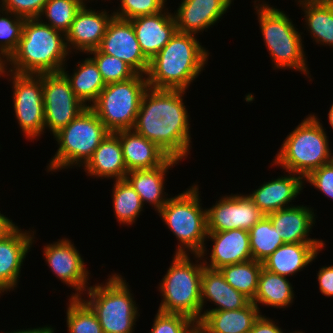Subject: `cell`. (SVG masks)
Masks as SVG:
<instances>
[{"mask_svg": "<svg viewBox=\"0 0 333 333\" xmlns=\"http://www.w3.org/2000/svg\"><path fill=\"white\" fill-rule=\"evenodd\" d=\"M294 290L288 278L267 271L262 267L259 276L258 289L252 302L276 309L288 308L293 303Z\"/></svg>", "mask_w": 333, "mask_h": 333, "instance_id": "f546056e", "label": "cell"}, {"mask_svg": "<svg viewBox=\"0 0 333 333\" xmlns=\"http://www.w3.org/2000/svg\"><path fill=\"white\" fill-rule=\"evenodd\" d=\"M25 19L10 11L0 10V58L7 61L17 50Z\"/></svg>", "mask_w": 333, "mask_h": 333, "instance_id": "8d00e7d4", "label": "cell"}, {"mask_svg": "<svg viewBox=\"0 0 333 333\" xmlns=\"http://www.w3.org/2000/svg\"><path fill=\"white\" fill-rule=\"evenodd\" d=\"M45 129L56 134L87 106L74 94L62 72L42 74Z\"/></svg>", "mask_w": 333, "mask_h": 333, "instance_id": "7c38bea8", "label": "cell"}, {"mask_svg": "<svg viewBox=\"0 0 333 333\" xmlns=\"http://www.w3.org/2000/svg\"><path fill=\"white\" fill-rule=\"evenodd\" d=\"M126 283L118 273L109 275L106 282L95 283L80 297L95 313L104 333H134L139 310L136 300Z\"/></svg>", "mask_w": 333, "mask_h": 333, "instance_id": "ba28073f", "label": "cell"}, {"mask_svg": "<svg viewBox=\"0 0 333 333\" xmlns=\"http://www.w3.org/2000/svg\"><path fill=\"white\" fill-rule=\"evenodd\" d=\"M70 54L64 33L39 18H27L18 48L6 61L7 71L33 75L58 73L67 66Z\"/></svg>", "mask_w": 333, "mask_h": 333, "instance_id": "3957f363", "label": "cell"}, {"mask_svg": "<svg viewBox=\"0 0 333 333\" xmlns=\"http://www.w3.org/2000/svg\"><path fill=\"white\" fill-rule=\"evenodd\" d=\"M109 133L96 113L90 107L85 108L53 135L59 146L46 166L47 172L83 167Z\"/></svg>", "mask_w": 333, "mask_h": 333, "instance_id": "9c48e42d", "label": "cell"}, {"mask_svg": "<svg viewBox=\"0 0 333 333\" xmlns=\"http://www.w3.org/2000/svg\"><path fill=\"white\" fill-rule=\"evenodd\" d=\"M48 0H1L2 9L23 18H38Z\"/></svg>", "mask_w": 333, "mask_h": 333, "instance_id": "60d3db41", "label": "cell"}, {"mask_svg": "<svg viewBox=\"0 0 333 333\" xmlns=\"http://www.w3.org/2000/svg\"><path fill=\"white\" fill-rule=\"evenodd\" d=\"M87 176L113 180L125 179L127 168L119 138L109 133L83 166Z\"/></svg>", "mask_w": 333, "mask_h": 333, "instance_id": "4316f807", "label": "cell"}, {"mask_svg": "<svg viewBox=\"0 0 333 333\" xmlns=\"http://www.w3.org/2000/svg\"><path fill=\"white\" fill-rule=\"evenodd\" d=\"M55 328H53L51 325L50 326H44V327H37V328H28V329H18V330H14V331H11V332H5V333H55ZM2 333V332H1Z\"/></svg>", "mask_w": 333, "mask_h": 333, "instance_id": "bcb514c9", "label": "cell"}, {"mask_svg": "<svg viewBox=\"0 0 333 333\" xmlns=\"http://www.w3.org/2000/svg\"><path fill=\"white\" fill-rule=\"evenodd\" d=\"M7 72V63H0V78L5 77Z\"/></svg>", "mask_w": 333, "mask_h": 333, "instance_id": "7dc6e473", "label": "cell"}, {"mask_svg": "<svg viewBox=\"0 0 333 333\" xmlns=\"http://www.w3.org/2000/svg\"><path fill=\"white\" fill-rule=\"evenodd\" d=\"M207 239L213 243L209 259L201 256L204 266L218 270L223 266L252 260L249 231L232 229L221 232H208ZM205 258V259H203ZM209 260L207 262V260Z\"/></svg>", "mask_w": 333, "mask_h": 333, "instance_id": "d6986e66", "label": "cell"}, {"mask_svg": "<svg viewBox=\"0 0 333 333\" xmlns=\"http://www.w3.org/2000/svg\"><path fill=\"white\" fill-rule=\"evenodd\" d=\"M190 257L189 254L174 253L172 263L159 283L158 290L163 298L158 311L184 315L198 324L201 320V279L205 266L200 254H193L196 264Z\"/></svg>", "mask_w": 333, "mask_h": 333, "instance_id": "5b68a950", "label": "cell"}, {"mask_svg": "<svg viewBox=\"0 0 333 333\" xmlns=\"http://www.w3.org/2000/svg\"><path fill=\"white\" fill-rule=\"evenodd\" d=\"M199 185L194 184L182 193L170 197L158 212L161 220L176 236L175 254L206 256L207 211L202 208Z\"/></svg>", "mask_w": 333, "mask_h": 333, "instance_id": "8992f818", "label": "cell"}, {"mask_svg": "<svg viewBox=\"0 0 333 333\" xmlns=\"http://www.w3.org/2000/svg\"><path fill=\"white\" fill-rule=\"evenodd\" d=\"M16 226L12 219H9L0 211V239L8 234Z\"/></svg>", "mask_w": 333, "mask_h": 333, "instance_id": "f6af8a7d", "label": "cell"}, {"mask_svg": "<svg viewBox=\"0 0 333 333\" xmlns=\"http://www.w3.org/2000/svg\"><path fill=\"white\" fill-rule=\"evenodd\" d=\"M34 231H23L17 225L0 239V294L13 291L18 286L21 267L30 252Z\"/></svg>", "mask_w": 333, "mask_h": 333, "instance_id": "2e32d148", "label": "cell"}, {"mask_svg": "<svg viewBox=\"0 0 333 333\" xmlns=\"http://www.w3.org/2000/svg\"><path fill=\"white\" fill-rule=\"evenodd\" d=\"M180 160L169 157L161 166L154 169L128 171L125 179L140 196L141 202L149 203L158 213L169 199L165 189V178L169 169L177 165Z\"/></svg>", "mask_w": 333, "mask_h": 333, "instance_id": "d4e9b609", "label": "cell"}, {"mask_svg": "<svg viewBox=\"0 0 333 333\" xmlns=\"http://www.w3.org/2000/svg\"><path fill=\"white\" fill-rule=\"evenodd\" d=\"M13 88L15 117L26 139H39L45 132L42 74H6ZM11 78V79H10Z\"/></svg>", "mask_w": 333, "mask_h": 333, "instance_id": "8fae6325", "label": "cell"}, {"mask_svg": "<svg viewBox=\"0 0 333 333\" xmlns=\"http://www.w3.org/2000/svg\"><path fill=\"white\" fill-rule=\"evenodd\" d=\"M299 6L313 41L333 48V0L303 2Z\"/></svg>", "mask_w": 333, "mask_h": 333, "instance_id": "4dcf8cb0", "label": "cell"}, {"mask_svg": "<svg viewBox=\"0 0 333 333\" xmlns=\"http://www.w3.org/2000/svg\"><path fill=\"white\" fill-rule=\"evenodd\" d=\"M167 0H120L119 9L113 11L117 18L130 20L132 18L152 15L163 11Z\"/></svg>", "mask_w": 333, "mask_h": 333, "instance_id": "f35d334b", "label": "cell"}, {"mask_svg": "<svg viewBox=\"0 0 333 333\" xmlns=\"http://www.w3.org/2000/svg\"><path fill=\"white\" fill-rule=\"evenodd\" d=\"M190 333H204L198 326H196Z\"/></svg>", "mask_w": 333, "mask_h": 333, "instance_id": "681fc988", "label": "cell"}, {"mask_svg": "<svg viewBox=\"0 0 333 333\" xmlns=\"http://www.w3.org/2000/svg\"><path fill=\"white\" fill-rule=\"evenodd\" d=\"M85 3H88L87 0H48L38 18L53 29L66 34L77 12Z\"/></svg>", "mask_w": 333, "mask_h": 333, "instance_id": "e575fe53", "label": "cell"}, {"mask_svg": "<svg viewBox=\"0 0 333 333\" xmlns=\"http://www.w3.org/2000/svg\"><path fill=\"white\" fill-rule=\"evenodd\" d=\"M88 8L86 3L77 12L69 31L65 34L66 45L71 54L98 49L105 35L107 25L114 16L106 9L96 11ZM74 49V50H73ZM73 51V52H72Z\"/></svg>", "mask_w": 333, "mask_h": 333, "instance_id": "e0dca14e", "label": "cell"}, {"mask_svg": "<svg viewBox=\"0 0 333 333\" xmlns=\"http://www.w3.org/2000/svg\"><path fill=\"white\" fill-rule=\"evenodd\" d=\"M120 140L127 171L154 169L161 166L169 156L154 142L133 129L114 133Z\"/></svg>", "mask_w": 333, "mask_h": 333, "instance_id": "484cf974", "label": "cell"}, {"mask_svg": "<svg viewBox=\"0 0 333 333\" xmlns=\"http://www.w3.org/2000/svg\"><path fill=\"white\" fill-rule=\"evenodd\" d=\"M262 267V262L252 259L247 262L226 265L218 270L229 285L252 301L258 289Z\"/></svg>", "mask_w": 333, "mask_h": 333, "instance_id": "d6a6232c", "label": "cell"}, {"mask_svg": "<svg viewBox=\"0 0 333 333\" xmlns=\"http://www.w3.org/2000/svg\"><path fill=\"white\" fill-rule=\"evenodd\" d=\"M304 181L333 201V166L330 163L311 172Z\"/></svg>", "mask_w": 333, "mask_h": 333, "instance_id": "b9f144b4", "label": "cell"}, {"mask_svg": "<svg viewBox=\"0 0 333 333\" xmlns=\"http://www.w3.org/2000/svg\"><path fill=\"white\" fill-rule=\"evenodd\" d=\"M0 63H7L6 60L0 58Z\"/></svg>", "mask_w": 333, "mask_h": 333, "instance_id": "db71d44e", "label": "cell"}, {"mask_svg": "<svg viewBox=\"0 0 333 333\" xmlns=\"http://www.w3.org/2000/svg\"><path fill=\"white\" fill-rule=\"evenodd\" d=\"M258 2V3H256ZM256 0L254 10L261 29L262 38L274 65L273 69H293L302 72L309 81V68L303 45L302 32L284 11L268 2Z\"/></svg>", "mask_w": 333, "mask_h": 333, "instance_id": "277c9868", "label": "cell"}, {"mask_svg": "<svg viewBox=\"0 0 333 333\" xmlns=\"http://www.w3.org/2000/svg\"><path fill=\"white\" fill-rule=\"evenodd\" d=\"M325 130L315 113L307 115L286 136L271 165L304 179L317 168L328 164L331 150Z\"/></svg>", "mask_w": 333, "mask_h": 333, "instance_id": "52a82bcc", "label": "cell"}, {"mask_svg": "<svg viewBox=\"0 0 333 333\" xmlns=\"http://www.w3.org/2000/svg\"><path fill=\"white\" fill-rule=\"evenodd\" d=\"M304 184V179L301 176L288 171V175L279 176L268 182L264 181L251 194L247 195L264 215H268L283 208L294 206L290 203L300 195Z\"/></svg>", "mask_w": 333, "mask_h": 333, "instance_id": "44dd1931", "label": "cell"}, {"mask_svg": "<svg viewBox=\"0 0 333 333\" xmlns=\"http://www.w3.org/2000/svg\"><path fill=\"white\" fill-rule=\"evenodd\" d=\"M206 211L208 232L249 231L264 216L247 194L238 193L222 196Z\"/></svg>", "mask_w": 333, "mask_h": 333, "instance_id": "5bb4252c", "label": "cell"}, {"mask_svg": "<svg viewBox=\"0 0 333 333\" xmlns=\"http://www.w3.org/2000/svg\"><path fill=\"white\" fill-rule=\"evenodd\" d=\"M197 323L180 314L157 311L149 333H190Z\"/></svg>", "mask_w": 333, "mask_h": 333, "instance_id": "ab89813d", "label": "cell"}, {"mask_svg": "<svg viewBox=\"0 0 333 333\" xmlns=\"http://www.w3.org/2000/svg\"><path fill=\"white\" fill-rule=\"evenodd\" d=\"M234 0H182L173 17L177 32L194 34L215 25L231 8Z\"/></svg>", "mask_w": 333, "mask_h": 333, "instance_id": "ac0fdd59", "label": "cell"}, {"mask_svg": "<svg viewBox=\"0 0 333 333\" xmlns=\"http://www.w3.org/2000/svg\"><path fill=\"white\" fill-rule=\"evenodd\" d=\"M185 93L186 90L148 87L133 127L169 157L180 161L188 157L192 148L190 115L183 101Z\"/></svg>", "mask_w": 333, "mask_h": 333, "instance_id": "6da1fadb", "label": "cell"}, {"mask_svg": "<svg viewBox=\"0 0 333 333\" xmlns=\"http://www.w3.org/2000/svg\"><path fill=\"white\" fill-rule=\"evenodd\" d=\"M252 301L237 310L210 311L197 324L204 333H249L262 314Z\"/></svg>", "mask_w": 333, "mask_h": 333, "instance_id": "83f0119b", "label": "cell"}, {"mask_svg": "<svg viewBox=\"0 0 333 333\" xmlns=\"http://www.w3.org/2000/svg\"><path fill=\"white\" fill-rule=\"evenodd\" d=\"M249 333H284V331L275 324L273 319L261 314Z\"/></svg>", "mask_w": 333, "mask_h": 333, "instance_id": "ee69618b", "label": "cell"}, {"mask_svg": "<svg viewBox=\"0 0 333 333\" xmlns=\"http://www.w3.org/2000/svg\"><path fill=\"white\" fill-rule=\"evenodd\" d=\"M100 71L105 84L123 82L131 79L137 73L124 61L117 57L102 53L99 49L87 53Z\"/></svg>", "mask_w": 333, "mask_h": 333, "instance_id": "74e56055", "label": "cell"}, {"mask_svg": "<svg viewBox=\"0 0 333 333\" xmlns=\"http://www.w3.org/2000/svg\"><path fill=\"white\" fill-rule=\"evenodd\" d=\"M284 243H324L325 241L310 238L309 235L316 223L313 208L294 205L267 215ZM316 216V217H315Z\"/></svg>", "mask_w": 333, "mask_h": 333, "instance_id": "7402d4cb", "label": "cell"}, {"mask_svg": "<svg viewBox=\"0 0 333 333\" xmlns=\"http://www.w3.org/2000/svg\"><path fill=\"white\" fill-rule=\"evenodd\" d=\"M148 88L146 75L105 86L90 106L110 133L133 129L142 96Z\"/></svg>", "mask_w": 333, "mask_h": 333, "instance_id": "30bf717a", "label": "cell"}, {"mask_svg": "<svg viewBox=\"0 0 333 333\" xmlns=\"http://www.w3.org/2000/svg\"><path fill=\"white\" fill-rule=\"evenodd\" d=\"M98 49L124 61L137 74L146 75L148 72L150 61L140 48L130 20L113 16Z\"/></svg>", "mask_w": 333, "mask_h": 333, "instance_id": "9a60e30c", "label": "cell"}, {"mask_svg": "<svg viewBox=\"0 0 333 333\" xmlns=\"http://www.w3.org/2000/svg\"><path fill=\"white\" fill-rule=\"evenodd\" d=\"M68 302V333H104L95 313L80 297H70Z\"/></svg>", "mask_w": 333, "mask_h": 333, "instance_id": "d590c367", "label": "cell"}, {"mask_svg": "<svg viewBox=\"0 0 333 333\" xmlns=\"http://www.w3.org/2000/svg\"><path fill=\"white\" fill-rule=\"evenodd\" d=\"M43 253L46 264L55 277L77 292H72L70 297H83V292L89 288L90 273L74 243L68 238L58 239L45 245Z\"/></svg>", "mask_w": 333, "mask_h": 333, "instance_id": "4fadbf2b", "label": "cell"}, {"mask_svg": "<svg viewBox=\"0 0 333 333\" xmlns=\"http://www.w3.org/2000/svg\"><path fill=\"white\" fill-rule=\"evenodd\" d=\"M144 56L150 61L174 36L177 26L173 13L163 11L130 19Z\"/></svg>", "mask_w": 333, "mask_h": 333, "instance_id": "ffe728a7", "label": "cell"}, {"mask_svg": "<svg viewBox=\"0 0 333 333\" xmlns=\"http://www.w3.org/2000/svg\"><path fill=\"white\" fill-rule=\"evenodd\" d=\"M328 120H329V124H330L331 128L333 129V103L329 109Z\"/></svg>", "mask_w": 333, "mask_h": 333, "instance_id": "c3c4849f", "label": "cell"}, {"mask_svg": "<svg viewBox=\"0 0 333 333\" xmlns=\"http://www.w3.org/2000/svg\"><path fill=\"white\" fill-rule=\"evenodd\" d=\"M207 301L216 307L204 310ZM251 300L227 283L219 270L204 267L201 279V319L210 311L237 310ZM206 303V304H205ZM204 311V312H203Z\"/></svg>", "mask_w": 333, "mask_h": 333, "instance_id": "603a6c76", "label": "cell"}, {"mask_svg": "<svg viewBox=\"0 0 333 333\" xmlns=\"http://www.w3.org/2000/svg\"><path fill=\"white\" fill-rule=\"evenodd\" d=\"M249 241L252 259L259 262H263L277 248L285 244L267 215L249 230Z\"/></svg>", "mask_w": 333, "mask_h": 333, "instance_id": "836d02e7", "label": "cell"}, {"mask_svg": "<svg viewBox=\"0 0 333 333\" xmlns=\"http://www.w3.org/2000/svg\"><path fill=\"white\" fill-rule=\"evenodd\" d=\"M112 190V206L118 223L133 225L143 211L140 196L126 179L115 180Z\"/></svg>", "mask_w": 333, "mask_h": 333, "instance_id": "1f68e13d", "label": "cell"}, {"mask_svg": "<svg viewBox=\"0 0 333 333\" xmlns=\"http://www.w3.org/2000/svg\"><path fill=\"white\" fill-rule=\"evenodd\" d=\"M197 35L176 32L150 60L146 74L148 87L155 89L187 88L205 70L210 52Z\"/></svg>", "mask_w": 333, "mask_h": 333, "instance_id": "7a4b0ae2", "label": "cell"}, {"mask_svg": "<svg viewBox=\"0 0 333 333\" xmlns=\"http://www.w3.org/2000/svg\"><path fill=\"white\" fill-rule=\"evenodd\" d=\"M329 163L333 166V153L332 152H330Z\"/></svg>", "mask_w": 333, "mask_h": 333, "instance_id": "816d5d0a", "label": "cell"}, {"mask_svg": "<svg viewBox=\"0 0 333 333\" xmlns=\"http://www.w3.org/2000/svg\"><path fill=\"white\" fill-rule=\"evenodd\" d=\"M66 69L64 66L61 72L69 80L75 96L90 107L106 86L94 60L89 56V58L79 61L71 76Z\"/></svg>", "mask_w": 333, "mask_h": 333, "instance_id": "f1b7e54d", "label": "cell"}, {"mask_svg": "<svg viewBox=\"0 0 333 333\" xmlns=\"http://www.w3.org/2000/svg\"><path fill=\"white\" fill-rule=\"evenodd\" d=\"M295 1H297V0H295ZM310 1H318V0H298L297 4L303 3V2H310Z\"/></svg>", "mask_w": 333, "mask_h": 333, "instance_id": "f907efd6", "label": "cell"}, {"mask_svg": "<svg viewBox=\"0 0 333 333\" xmlns=\"http://www.w3.org/2000/svg\"><path fill=\"white\" fill-rule=\"evenodd\" d=\"M325 245V243H285L262 262L263 268L285 277L296 275L317 258Z\"/></svg>", "mask_w": 333, "mask_h": 333, "instance_id": "cb8c5ba5", "label": "cell"}, {"mask_svg": "<svg viewBox=\"0 0 333 333\" xmlns=\"http://www.w3.org/2000/svg\"><path fill=\"white\" fill-rule=\"evenodd\" d=\"M285 333V332H284ZM288 333V332H287ZM290 333H304V332H302V331H293V332H290Z\"/></svg>", "mask_w": 333, "mask_h": 333, "instance_id": "f5cc1de1", "label": "cell"}, {"mask_svg": "<svg viewBox=\"0 0 333 333\" xmlns=\"http://www.w3.org/2000/svg\"><path fill=\"white\" fill-rule=\"evenodd\" d=\"M317 281L320 292L326 297H333V265L319 268Z\"/></svg>", "mask_w": 333, "mask_h": 333, "instance_id": "7bdbcfd3", "label": "cell"}]
</instances>
